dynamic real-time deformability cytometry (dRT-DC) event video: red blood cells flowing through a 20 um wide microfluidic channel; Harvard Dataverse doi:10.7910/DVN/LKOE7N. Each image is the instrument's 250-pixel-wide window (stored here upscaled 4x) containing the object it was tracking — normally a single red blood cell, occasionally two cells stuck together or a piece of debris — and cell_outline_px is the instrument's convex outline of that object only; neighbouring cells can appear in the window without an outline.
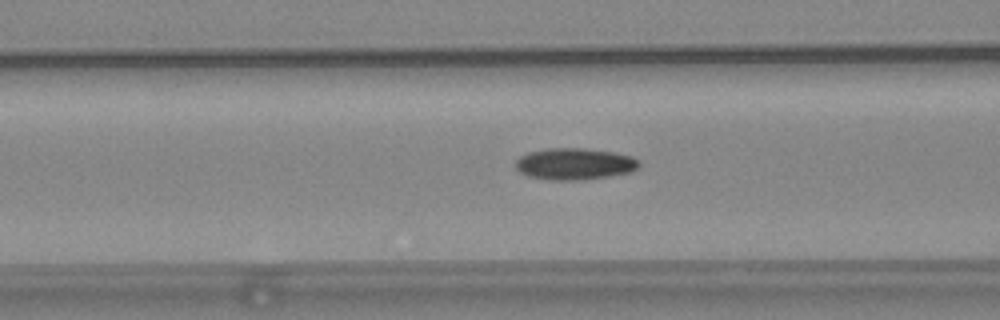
{"species": "common noctule bat (a hibernating species)", "species_latin": "Nyctalus noctula", "temperature_condition": "warm", "stored_images_in_passage": 56, "camera_frame_rate_fps": 3000, "um_per_image_px": 0.085, "animal": {"sex": "female", "body_mass_g": 24.6, "forearm_length_mm": 56.2}, "frame": {"image": 1, "passage_image": 22, "time_ms": 7.0, "image_size_px": [1000, 320], "cell_outline_px": [[640, 164], [632, 172], [584, 180], [548, 180], [528, 176], [520, 172], [516, 168], [516, 160], [520, 156], [528, 152], [548, 148], [584, 148], [612, 152], [632, 156]], "centroid_in_image_um": [48.81, 13.93], "position_along_channel_um": 117.8, "area_um2": 22.77}}
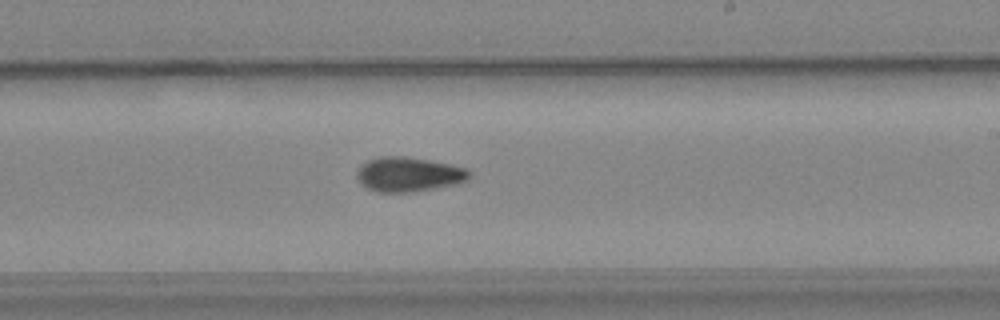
{"frame": {"image": 2, "passage_image": 33, "time_ms": 10.667, "image_size_px": [1000, 320], "cell_outline_px": [[472, 176], [468, 180], [460, 184], [408, 192], [376, 192], [368, 188], [356, 176], [356, 172], [368, 160], [376, 156], [408, 156], [432, 160], [452, 164], [468, 168], [472, 172]], "centroid_in_image_um": [34.83, 14.8], "position_along_channel_um": 254.2, "area_um2": 22.95}}
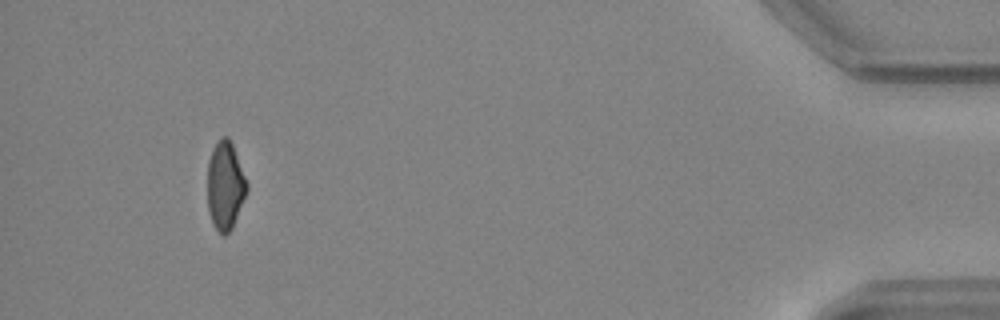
{"frame": {"image": 3, "passage_image": 52, "time_ms": 17.0, "image_size_px": [1000, 320], "cell_outline_px": [[248, 188], [232, 228], [224, 236], [212, 224], [208, 212], [208, 160], [212, 148], [216, 140], [220, 136], [228, 136], [232, 144], [248, 184]], "centroid_in_image_um": [19.12, 15.74], "position_along_channel_um": 416.1, "area_um2": 20.23}, "authors_computed_cell_mechanics": {"area_um2": 21.3571, "velocity_mm_per_s": 3.7176, "shape_relaxation_time_tau1_ms": 10.4461, "shape_relaxation_time_tau2_ms": 6.4553, "deformation_change_tau1": 0.2169, "deformation_change_tau2": 0.1177}}